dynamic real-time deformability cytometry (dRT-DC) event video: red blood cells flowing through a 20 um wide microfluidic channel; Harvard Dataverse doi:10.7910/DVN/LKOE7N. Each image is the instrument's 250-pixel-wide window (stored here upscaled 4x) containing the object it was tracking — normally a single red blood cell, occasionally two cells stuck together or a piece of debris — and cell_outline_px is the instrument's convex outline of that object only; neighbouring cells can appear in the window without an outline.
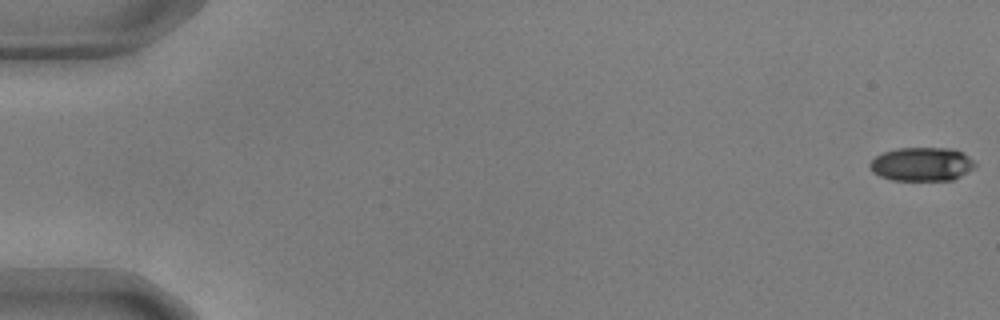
{"species": "common noctule bat (a hibernating species)", "species_latin": "Nyctalus noctula", "temperature_condition": "warm", "stored_images_in_passage": 56, "camera_frame_rate_fps": 3000, "um_per_image_px": 0.085, "animal": {"sex": "male", "body_mass_g": 17.9, "forearm_length_mm": 54.2}, "frame": {"image": 1, "passage_image": 1, "time_ms": 0.0, "image_size_px": [1000, 320], "cell_outline_px": [[976, 168], [952, 180], [892, 180], [880, 176], [872, 172], [868, 164], [876, 156], [884, 152], [896, 148], [952, 148], [968, 156], [976, 164]], "centroid_in_image_um": [78.35, 13.96], "position_along_channel_um": 6.7, "area_um2": 20.69}}
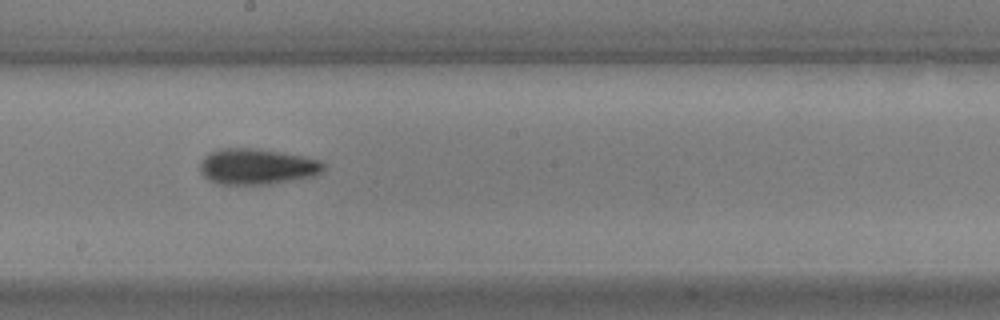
{"frame": {"image": 2, "passage_image": 32, "time_ms": 10.333, "image_size_px": [1000, 320], "cell_outline_px": [[324, 168], [316, 176], [272, 184], [220, 184], [208, 180], [200, 172], [200, 164], [204, 156], [208, 152], [220, 148], [256, 148], [304, 156], [320, 160], [324, 164]], "centroid_in_image_um": [21.83, 14.15], "position_along_channel_um": 226.4, "area_um2": 26.01}}
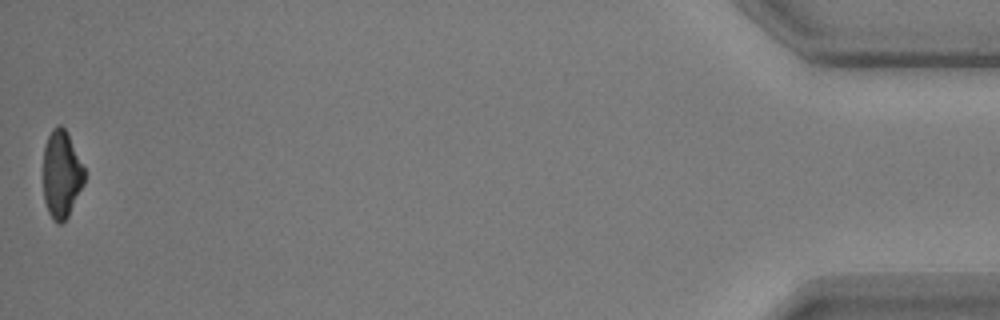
{"frame": {"image": 3, "passage_image": 56, "time_ms": 18.333, "image_size_px": [1000, 320], "cell_outline_px": [[84, 184], [68, 216], [60, 224], [56, 224], [48, 212], [44, 200], [44, 148], [48, 136], [52, 128], [56, 124], [60, 124], [64, 128], [84, 168]], "centroid_in_image_um": [5.21, 14.83], "position_along_channel_um": 430.0, "area_um2": 20.69}, "authors_computed_cell_mechanics": {"area_um2": 23.0044, "velocity_mm_per_s": 3.6619, "shape_relaxation_time_tau1_ms": 2.9522, "shape_relaxation_time_tau2_ms": 7.5992, "deformation_change_tau1": 0.139, "deformation_change_tau2": 0.1573}}